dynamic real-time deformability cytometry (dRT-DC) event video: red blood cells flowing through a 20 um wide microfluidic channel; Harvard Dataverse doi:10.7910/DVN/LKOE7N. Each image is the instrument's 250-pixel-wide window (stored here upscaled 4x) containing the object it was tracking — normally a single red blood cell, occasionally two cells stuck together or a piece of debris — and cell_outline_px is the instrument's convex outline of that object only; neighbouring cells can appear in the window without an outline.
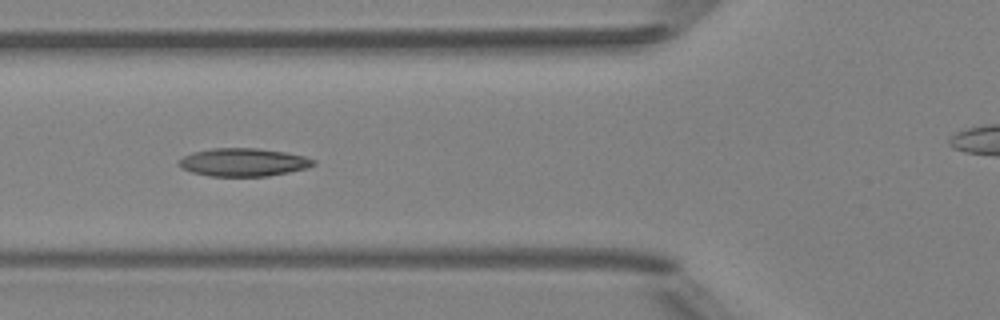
{"species": "Egyptian fruit bat (a non-hibernating species)", "species_latin": "Rousettus aegyptiacus", "temperature_condition": "room temperature", "stored_images_in_passage": 6, "segment_of_instrument_passage": [1, 2], "camera_frame_rate_fps": 3000, "um_per_image_px": 0.085, "animal": {"sex": "female"}, "frame": {"image": 1, "passage_image": 5, "time_ms": 4.333, "image_size_px": [1000, 320], "cell_outline_px": [[316, 164], [308, 168], [268, 176], [208, 176], [192, 172], [176, 164], [176, 160], [192, 152], [212, 148], [256, 148], [284, 152], [304, 156], [316, 160]], "centroid_in_image_um": [20.67, 13.79], "position_along_channel_um": 105.1, "area_um2": 22.08}}